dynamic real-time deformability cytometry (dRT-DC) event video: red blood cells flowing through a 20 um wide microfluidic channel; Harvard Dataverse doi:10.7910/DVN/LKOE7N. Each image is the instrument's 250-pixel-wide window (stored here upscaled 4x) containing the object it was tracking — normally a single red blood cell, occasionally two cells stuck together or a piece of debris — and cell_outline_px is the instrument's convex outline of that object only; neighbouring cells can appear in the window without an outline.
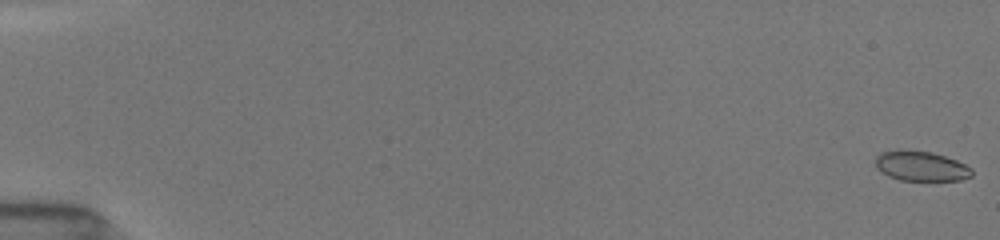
{"species": "common noctule bat (a hibernating species)", "species_latin": "Nyctalus noctula", "temperature_condition": "room temperature", "stored_images_in_passage": 41, "camera_frame_rate_fps": 3000, "um_per_image_px": 0.085, "animal": {"sex": "female", "body_mass_g": 19.5, "forearm_length_mm": 54.1}, "frame": {"image": 1, "passage_image": 1, "time_ms": 0.0, "image_size_px": [1000, 240], "cell_outline_px": [[972, 176], [960, 180], [900, 180], [888, 176], [876, 168], [876, 156], [880, 152], [932, 152], [956, 160], [972, 168]], "centroid_in_image_um": [78.32, 14.15], "position_along_channel_um": 6.7, "area_um2": 16.24}}
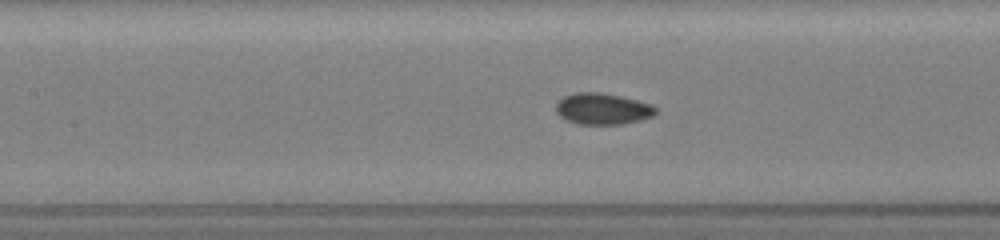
{"frame": {"image": 2, "passage_image": 15, "time_ms": 8.333, "image_size_px": [1000, 240], "cell_outline_px": [[656, 112], [652, 116], [640, 120], [620, 124], [576, 124], [560, 116], [556, 112], [556, 100], [564, 96], [576, 92], [600, 92], [620, 96], [652, 104], [656, 108]], "centroid_in_image_um": [51.19, 9.24], "position_along_channel_um": 156.2, "area_um2": 18.21}}
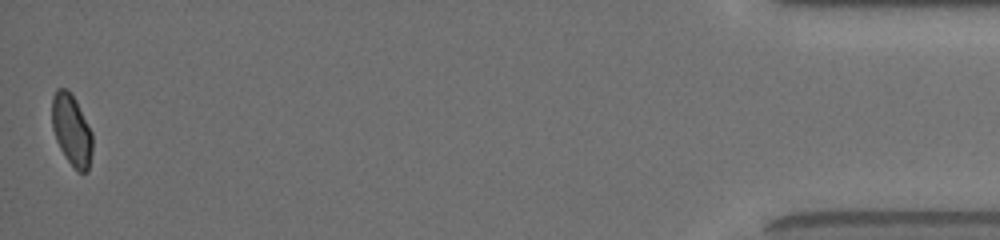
{"frame": {"image": 3, "passage_image": 41, "time_ms": 17.333, "image_size_px": [1000, 240], "cell_outline_px": [[92, 152], [88, 172], [76, 172], [60, 148], [56, 140], [52, 128], [52, 96], [56, 88], [68, 88], [72, 92], [92, 132]], "centroid_in_image_um": [6.09, 11.03], "position_along_channel_um": 429.1, "area_um2": 17.05}, "authors_computed_cell_mechanics": {"area_um2": 17.4556, "velocity_mm_per_s": 3.9527, "shape_relaxation_time_tau1_ms": 3.8863, "shape_relaxation_time_tau2_ms": 1.9319, "deformation_change_tau1": 0.1008, "deformation_change_tau2": 0.0347}}